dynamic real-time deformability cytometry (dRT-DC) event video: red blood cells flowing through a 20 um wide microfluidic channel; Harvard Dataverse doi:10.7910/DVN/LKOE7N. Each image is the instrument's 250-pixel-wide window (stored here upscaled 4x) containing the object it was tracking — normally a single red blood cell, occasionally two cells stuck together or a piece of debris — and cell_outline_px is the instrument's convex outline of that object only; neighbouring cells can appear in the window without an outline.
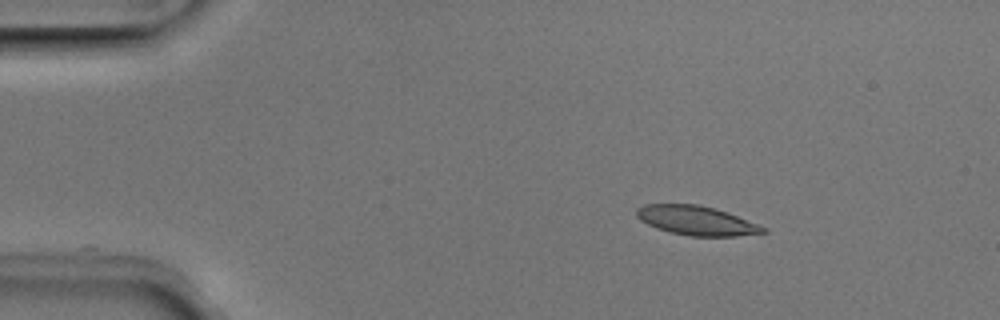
{"species": "Egyptian fruit bat (a non-hibernating species)", "species_latin": "Rousettus aegyptiacus", "temperature_condition": "room temperature", "stored_images_in_passage": 7, "camera_frame_rate_fps": 3000, "um_per_image_px": 0.085, "animal": {"sex": "male"}, "frame": {"image": 1, "passage_image": 1, "time_ms": 0.0, "image_size_px": [1000, 320], "cell_outline_px": [[768, 232], [736, 236], [688, 236], [668, 232], [656, 228], [640, 220], [636, 216], [636, 208], [644, 204], [700, 204], [736, 216], [768, 228]], "centroid_in_image_um": [59.16, 18.75], "position_along_channel_um": 25.8, "area_um2": 21.5}}